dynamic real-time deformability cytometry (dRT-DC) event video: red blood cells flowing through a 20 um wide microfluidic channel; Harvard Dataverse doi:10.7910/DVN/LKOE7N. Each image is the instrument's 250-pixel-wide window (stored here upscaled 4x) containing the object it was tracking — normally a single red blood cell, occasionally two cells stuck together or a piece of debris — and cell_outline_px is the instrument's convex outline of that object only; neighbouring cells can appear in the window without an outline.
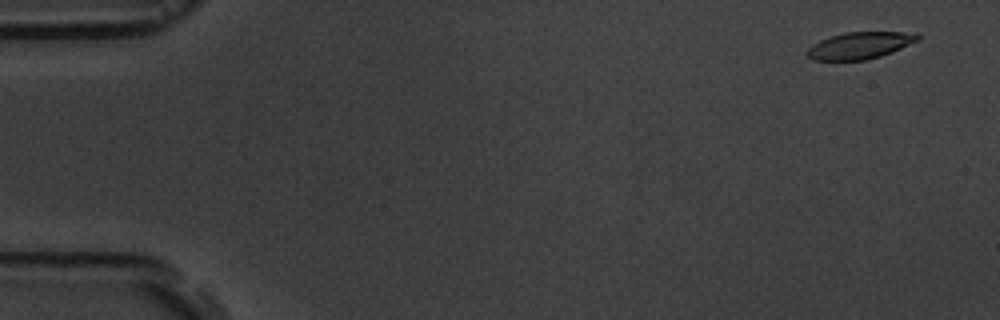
{"species": "common noctule bat (a hibernating species)", "species_latin": "Nyctalus noctula", "temperature_condition": "room temperature", "stored_images_in_passage": 5, "camera_frame_rate_fps": 3000, "um_per_image_px": 0.085, "animal": {"sex": "male", "body_mass_g": 19.5, "forearm_length_mm": 54.6}, "frame": {"image": 1, "passage_image": 1, "time_ms": 0.0, "image_size_px": [1000, 320], "cell_outline_px": [[920, 40], [880, 56], [864, 60], [812, 60], [808, 56], [808, 48], [812, 44], [820, 40], [844, 32], [916, 32], [920, 36]], "centroid_in_image_um": [73.1, 3.85], "position_along_channel_um": 11.9, "area_um2": 17.17}}
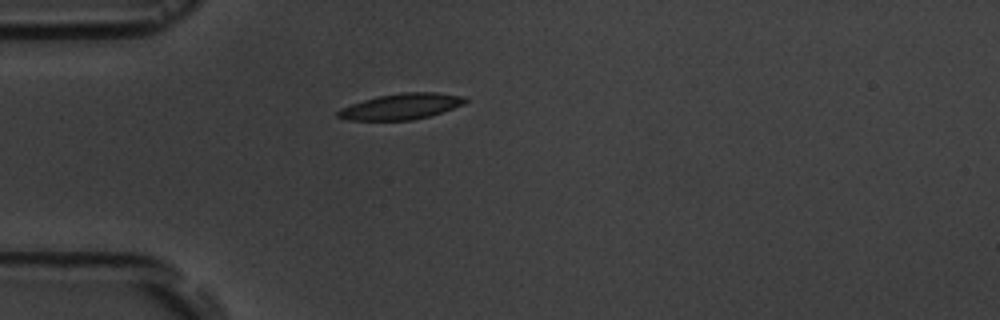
{"frame": {"image": 2, "passage_image": 4, "time_ms": 4.333, "image_size_px": [1000, 320], "cell_outline_px": [[468, 100], [464, 104], [428, 116], [412, 120], [348, 120], [336, 116], [336, 112], [340, 108], [376, 96], [404, 92], [436, 92], [464, 96]], "centroid_in_image_um": [34.08, 9.04], "position_along_channel_um": 50.9, "area_um2": 19.07}}